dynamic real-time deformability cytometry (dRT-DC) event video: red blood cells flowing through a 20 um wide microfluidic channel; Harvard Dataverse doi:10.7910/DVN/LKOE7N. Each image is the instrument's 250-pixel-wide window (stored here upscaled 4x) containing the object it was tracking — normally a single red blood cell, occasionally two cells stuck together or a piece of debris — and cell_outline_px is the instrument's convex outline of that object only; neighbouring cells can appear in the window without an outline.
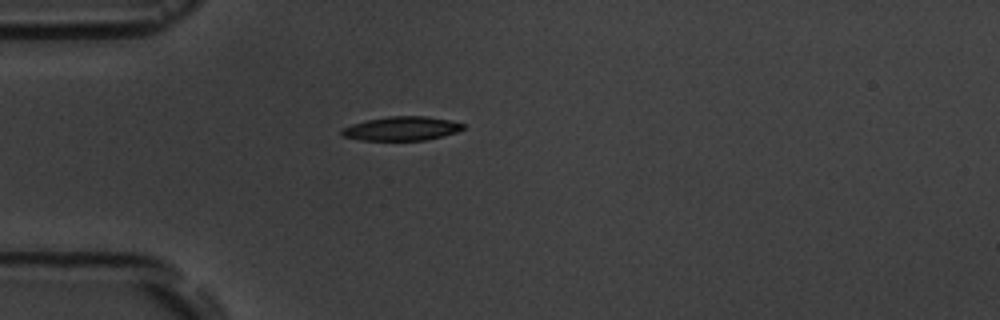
{"species": "common noctule bat (a hibernating species)", "species_latin": "Nyctalus noctula", "temperature_condition": "room temperature", "stored_images_in_passage": 2, "camera_frame_rate_fps": 3000, "um_per_image_px": 0.085, "animal": {"sex": "male", "body_mass_g": 19.5, "forearm_length_mm": 54.6}, "frame": {"image": 1, "passage_image": 1, "time_ms": 0.0, "image_size_px": [1000, 320], "cell_outline_px": [[464, 128], [456, 132], [424, 140], [360, 140], [340, 136], [340, 128], [352, 124], [368, 120], [388, 116], [424, 116], [448, 120], [464, 124]], "centroid_in_image_um": [34.06, 10.93], "position_along_channel_um": 50.9, "area_um2": 16.82}}